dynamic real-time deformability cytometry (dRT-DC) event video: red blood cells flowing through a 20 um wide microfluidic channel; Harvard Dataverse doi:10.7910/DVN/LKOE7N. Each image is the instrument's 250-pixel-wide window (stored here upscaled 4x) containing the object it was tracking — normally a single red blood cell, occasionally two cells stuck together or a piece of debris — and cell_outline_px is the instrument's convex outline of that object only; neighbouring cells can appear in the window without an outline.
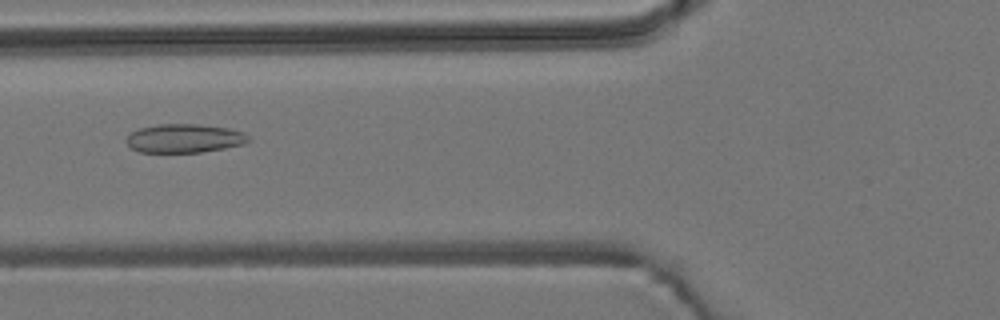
{"species": "common noctule bat (a hibernating species)", "species_latin": "Nyctalus noctula", "temperature_condition": "room temperature", "stored_images_in_passage": 7, "camera_frame_rate_fps": 3000, "um_per_image_px": 0.085, "animal": {"sex": "male", "body_mass_g": 19.2, "forearm_length_mm": 51.8}, "frame": {"image": 1, "passage_image": 4, "time_ms": 1.0, "image_size_px": [1000, 320], "cell_outline_px": [[252, 140], [244, 144], [224, 148], [200, 152], [140, 152], [132, 148], [124, 140], [132, 132], [140, 128], [160, 124], [196, 124], [228, 128], [244, 132]], "centroid_in_image_um": [15.69, 11.76], "position_along_channel_um": 110.1, "area_um2": 20.35}}
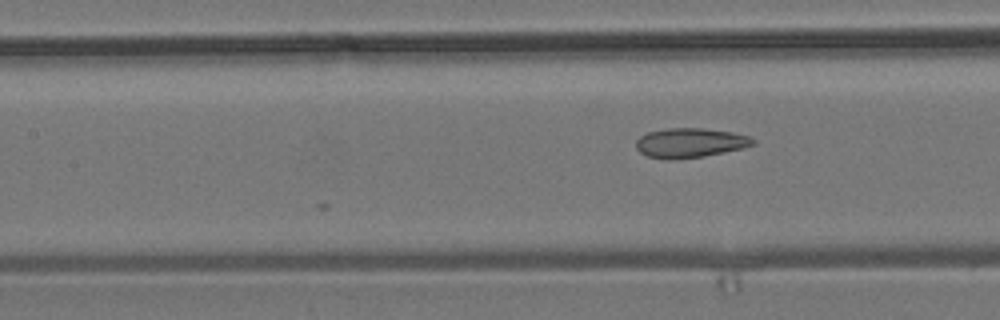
{"frame": {"image": 2, "passage_image": 7, "time_ms": 2.0, "image_size_px": [1000, 320], "cell_outline_px": [[756, 144], [744, 148], [704, 156], [676, 160], [648, 156], [640, 152], [636, 148], [636, 140], [640, 136], [648, 132], [668, 128], [700, 128], [732, 132], [748, 136], [756, 140]], "centroid_in_image_um": [58.67, 12.14], "position_along_channel_um": 148.7, "area_um2": 20.11}}